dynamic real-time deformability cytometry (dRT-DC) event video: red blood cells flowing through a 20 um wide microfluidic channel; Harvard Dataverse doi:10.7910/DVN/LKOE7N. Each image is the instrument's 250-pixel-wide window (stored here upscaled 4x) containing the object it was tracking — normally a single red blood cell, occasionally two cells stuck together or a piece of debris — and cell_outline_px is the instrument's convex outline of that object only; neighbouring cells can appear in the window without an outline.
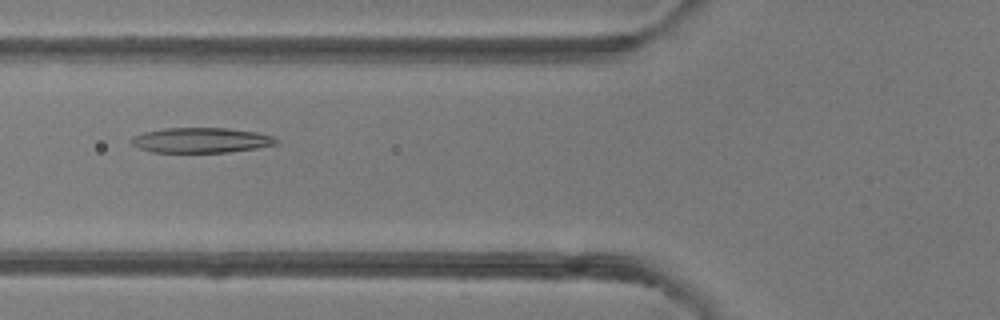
{"species": "common noctule bat (a hibernating species)", "species_latin": "Nyctalus noctula", "temperature_condition": "room temperature", "stored_images_in_passage": 35, "camera_frame_rate_fps": 3000, "um_per_image_px": 0.085, "animal": {"sex": "female"}, "frame": {"image": 1, "passage_image": 5, "time_ms": 1.333, "image_size_px": [1000, 320], "cell_outline_px": [[280, 144], [256, 148], [228, 152], [152, 152], [140, 148], [132, 144], [128, 140], [132, 136], [144, 132], [164, 128], [228, 128], [256, 132], [272, 136], [280, 140]], "centroid_in_image_um": [17.1, 11.91], "position_along_channel_um": 108.7, "area_um2": 21.33}}
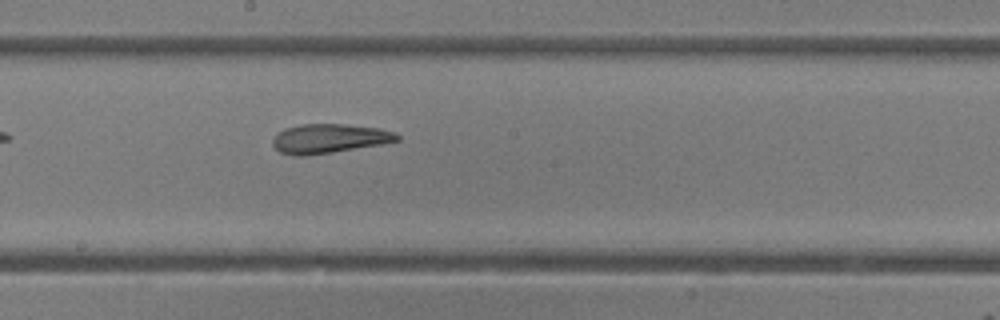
{"frame": {"image": 2, "passage_image": 13, "time_ms": 4.0, "image_size_px": [1000, 320], "cell_outline_px": [[400, 140], [384, 144], [332, 152], [304, 156], [296, 156], [280, 152], [272, 144], [272, 136], [276, 132], [284, 128], [304, 124], [348, 124], [380, 128], [396, 132], [400, 136]], "centroid_in_image_um": [27.99, 11.77], "position_along_channel_um": 220.2, "area_um2": 21.5}}
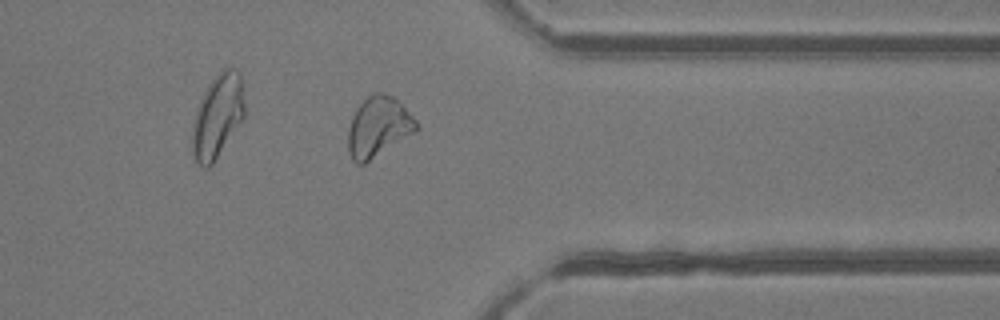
{"frame": {"image": 3, "passage_image": 25, "time_ms": 8.0, "image_size_px": [1000, 320], "cell_outline_px": [[420, 128], [416, 132], [364, 164], [356, 164], [352, 160], [348, 152], [348, 128], [352, 116], [356, 108], [372, 92], [380, 92], [392, 96], [420, 124]], "centroid_in_image_um": [32.15, 10.8], "position_along_channel_um": 379.2, "area_um2": 23.99}, "authors_computed_cell_mechanics": {"area_um2": 21.4438, "velocity_mm_per_s": 4.1571, "shape_relaxation_time_tau1_ms": 5.8063, "shape_relaxation_time_tau2_ms": 2.1839, "deformation_change_tau1": 0.1968, "deformation_change_tau2": 0.1199}}